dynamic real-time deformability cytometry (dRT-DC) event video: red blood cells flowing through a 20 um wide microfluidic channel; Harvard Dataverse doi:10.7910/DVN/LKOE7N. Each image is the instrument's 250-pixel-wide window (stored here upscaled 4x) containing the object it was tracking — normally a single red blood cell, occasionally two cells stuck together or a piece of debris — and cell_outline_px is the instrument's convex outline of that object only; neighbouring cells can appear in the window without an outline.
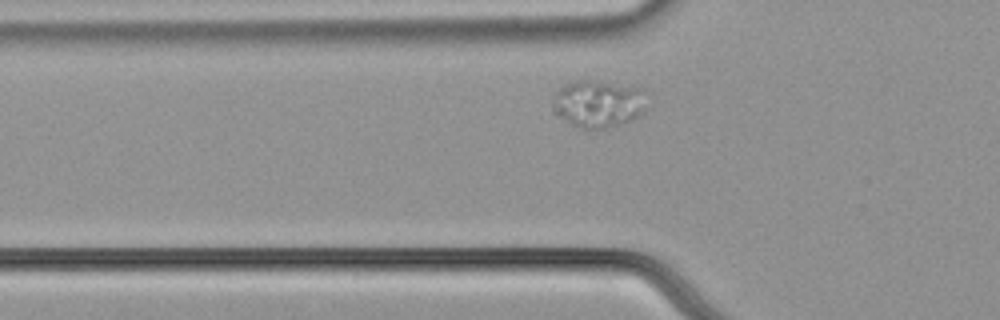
{"species": "common noctule bat (a hibernating species)", "species_latin": "Nyctalus noctula", "temperature_condition": "cold", "stored_images_in_passage": 41, "camera_frame_rate_fps": 3000, "um_per_image_px": 0.085, "animal": {"sex": "male", "body_mass_g": 21.5, "forearm_length_mm": 52.0}, "frame": {"image": 1, "passage_image": 9, "time_ms": 2.667, "image_size_px": [1000, 320], "cell_outline_px": [[644, 108], [640, 116], [632, 120], [620, 124], [604, 128], [580, 128], [556, 116], [552, 112], [552, 104], [556, 92], [564, 84], [576, 80], [592, 80], [640, 88], [644, 92]], "centroid_in_image_um": [50.79, 8.82], "position_along_channel_um": 75.0, "area_um2": 25.84}}
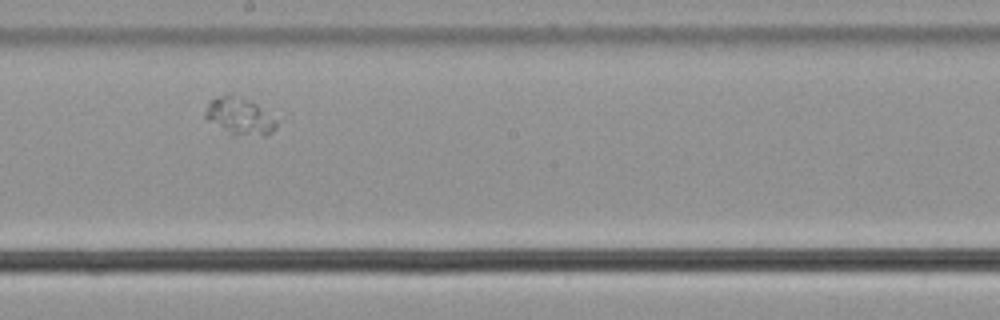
{"frame": {"image": 2, "passage_image": 22, "time_ms": 7.0, "image_size_px": [1000, 320], "cell_outline_px": [[276, 128], [272, 132], [236, 136], [232, 136], [208, 120], [204, 116], [204, 112], [208, 104], [216, 96], [228, 92], [252, 100], [276, 120]], "centroid_in_image_um": [20.3, 9.83], "position_along_channel_um": 227.9, "area_um2": 15.37}}
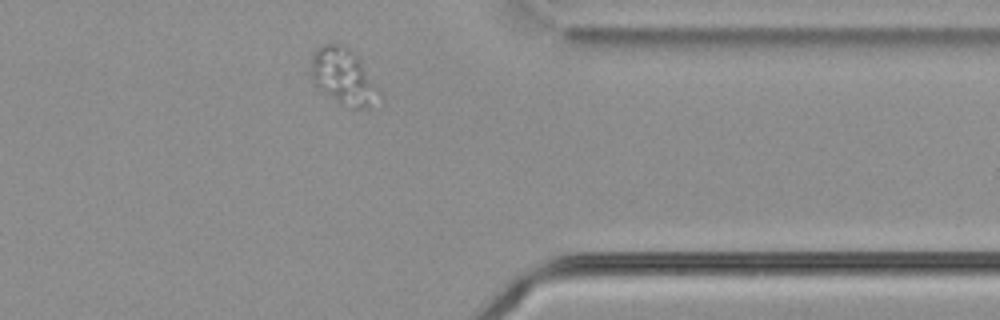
{"frame": {"image": 3, "passage_image": 36, "time_ms": 11.667, "image_size_px": [1000, 320], "cell_outline_px": [[384, 104], [368, 108], [352, 108], [340, 104], [316, 88], [312, 84], [312, 56], [320, 44], [340, 44], [348, 48], [360, 60], [380, 92], [384, 100]], "centroid_in_image_um": [29.23, 6.59], "position_along_channel_um": 382.2, "area_um2": 22.72}}